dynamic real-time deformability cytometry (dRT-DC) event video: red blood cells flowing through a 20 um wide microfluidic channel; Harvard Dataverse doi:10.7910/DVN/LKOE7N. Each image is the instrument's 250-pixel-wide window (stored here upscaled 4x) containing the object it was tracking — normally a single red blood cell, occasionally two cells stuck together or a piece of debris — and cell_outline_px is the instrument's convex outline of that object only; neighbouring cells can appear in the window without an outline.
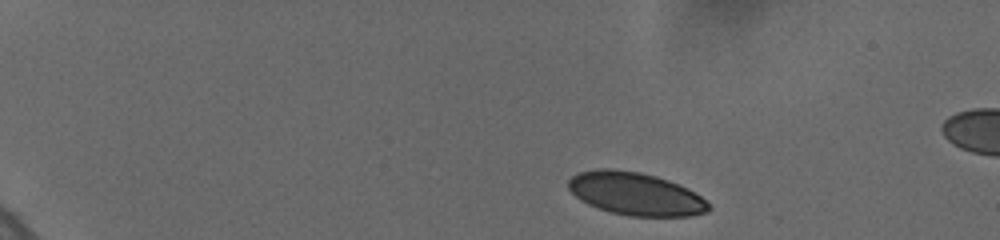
{"species": "human", "species_latin": "Homo sapiens", "temperature_condition": "cold", "stored_images_in_passage": 15, "camera_frame_rate_fps": 3000, "um_per_image_px": 0.085, "donor": {"sex": "female"}, "frame": {"image": 1, "passage_image": 1, "time_ms": 0.0, "image_size_px": [1000, 240], "cell_outline_px": [[712, 208], [708, 212], [692, 216], [628, 216], [612, 212], [588, 204], [580, 200], [568, 188], [568, 180], [572, 176], [580, 172], [596, 168], [612, 168], [640, 172], [656, 176], [668, 180], [700, 196]], "centroid_in_image_um": [53.99, 16.47], "position_along_channel_um": 31.0, "area_um2": 34.8}}
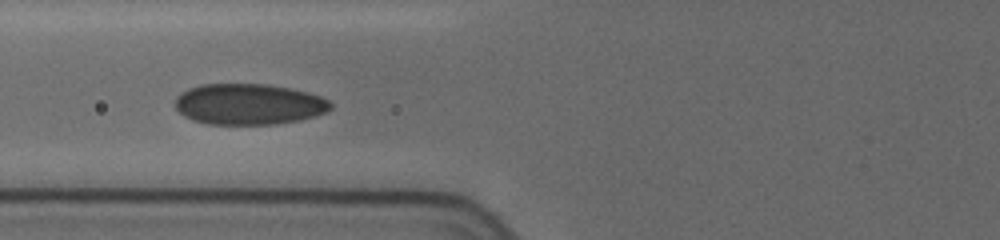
{"frame": {"image": 2, "passage_image": 11, "time_ms": 5.0, "image_size_px": [1000, 240], "cell_outline_px": [[332, 108], [328, 112], [316, 116], [300, 120], [276, 124], [208, 124], [192, 120], [184, 116], [176, 108], [176, 96], [180, 92], [188, 88], [200, 84], [268, 84], [292, 88], [308, 92], [320, 96], [328, 100], [332, 104]], "centroid_in_image_um": [21.16, 8.85], "position_along_channel_um": 104.6, "area_um2": 37.45}}
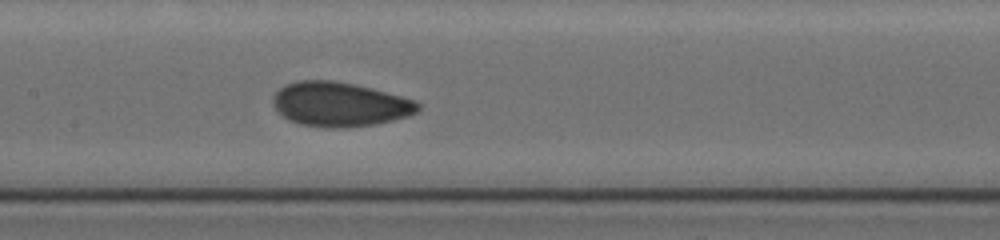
{"frame": {"image": 3, "passage_image": 15, "time_ms": 7.0, "image_size_px": [1000, 240], "cell_outline_px": [[420, 108], [416, 112], [408, 116], [392, 120], [372, 124], [344, 128], [324, 128], [300, 124], [288, 120], [272, 104], [272, 100], [276, 92], [280, 88], [296, 80], [332, 80], [372, 88], [416, 100], [420, 104]], "centroid_in_image_um": [28.88, 8.87], "position_along_channel_um": 178.5, "area_um2": 37.4}}